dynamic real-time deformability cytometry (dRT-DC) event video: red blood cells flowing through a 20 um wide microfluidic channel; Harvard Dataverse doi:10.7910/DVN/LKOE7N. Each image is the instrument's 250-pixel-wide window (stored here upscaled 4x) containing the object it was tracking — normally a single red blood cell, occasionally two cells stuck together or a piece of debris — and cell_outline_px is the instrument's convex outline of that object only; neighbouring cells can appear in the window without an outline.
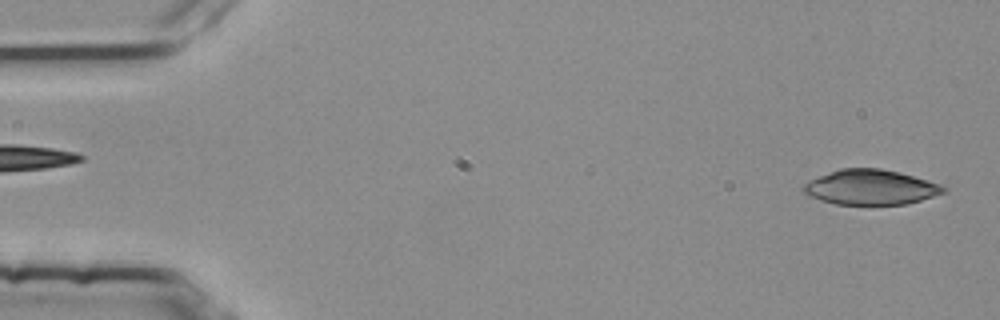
{"species": "common noctule bat (a hibernating species)", "species_latin": "Nyctalus noctula", "temperature_condition": "room temperature", "stored_images_in_passage": 50, "camera_frame_rate_fps": 3000, "um_per_image_px": 0.085, "animal": {"sex": "female", "body_mass_g": 25.1}, "frame": {"image": 1, "passage_image": 1, "time_ms": 0.0, "image_size_px": [1000, 320], "cell_outline_px": [[948, 192], [908, 204], [836, 204], [820, 200], [808, 196], [800, 188], [808, 180], [840, 168], [880, 168], [900, 172], [940, 184], [948, 188]], "centroid_in_image_um": [74.01, 15.91], "position_along_channel_um": 11.0, "area_um2": 28.78}}
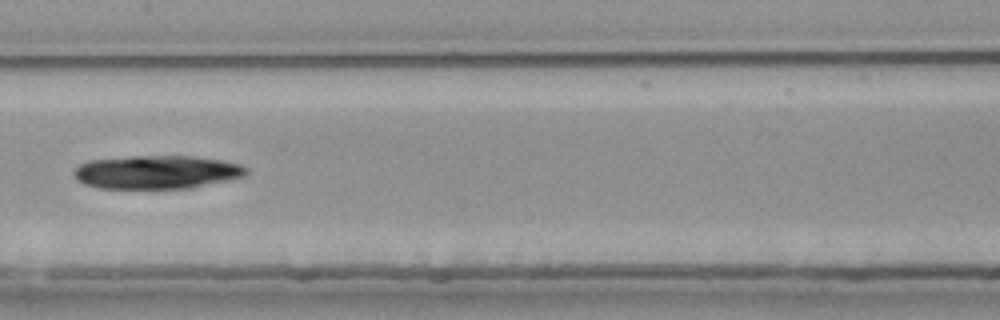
{"frame": {"image": 2, "passage_image": 26, "time_ms": 8.333, "image_size_px": [1000, 320], "cell_outline_px": [[248, 172], [244, 176], [228, 180], [188, 188], [100, 188], [84, 184], [76, 180], [72, 172], [80, 164], [88, 160], [132, 156], [188, 156], [224, 160], [240, 164], [248, 168]], "centroid_in_image_um": [13.3, 14.62], "position_along_channel_um": 194.1, "area_um2": 33.58}}
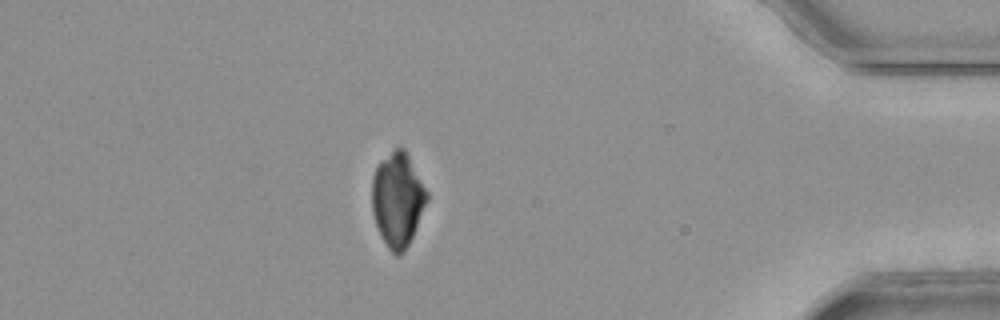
{"frame": {"image": 3, "passage_image": 46, "time_ms": 15.0, "image_size_px": [1000, 320], "cell_outline_px": [[428, 200], [412, 236], [404, 252], [400, 256], [396, 256], [388, 248], [376, 224], [372, 212], [372, 176], [376, 164], [380, 160], [396, 148], [404, 148], [428, 192]], "centroid_in_image_um": [33.78, 16.95], "position_along_channel_um": 401.4, "area_um2": 29.94}}